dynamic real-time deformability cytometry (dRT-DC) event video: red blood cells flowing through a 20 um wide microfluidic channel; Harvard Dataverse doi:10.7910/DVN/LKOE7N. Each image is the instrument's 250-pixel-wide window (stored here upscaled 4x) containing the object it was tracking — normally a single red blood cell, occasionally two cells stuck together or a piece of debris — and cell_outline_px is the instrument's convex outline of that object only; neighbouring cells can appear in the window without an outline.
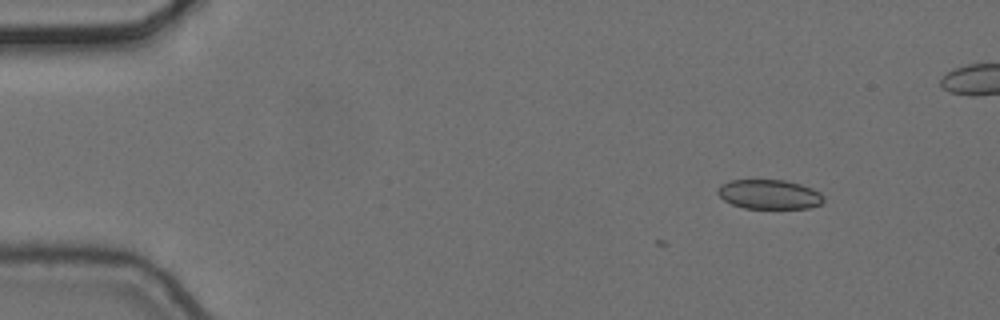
{"species": "common noctule bat (a hibernating species)", "species_latin": "Nyctalus noctula", "temperature_condition": "cold", "stored_images_in_passage": 4, "camera_frame_rate_fps": 3000, "um_per_image_px": 0.085, "animal": {"sex": "female", "body_mass_g": 24.6, "forearm_length_mm": 56.2}, "frame": {"image": 1, "passage_image": 1, "time_ms": 0.0, "image_size_px": [1000, 320], "cell_outline_px": [[824, 200], [820, 204], [808, 208], [744, 208], [732, 204], [724, 200], [716, 192], [720, 184], [728, 180], [784, 180], [800, 184], [812, 188], [820, 192], [824, 196]], "centroid_in_image_um": [65.37, 16.51], "position_along_channel_um": 19.6, "area_um2": 18.21}}